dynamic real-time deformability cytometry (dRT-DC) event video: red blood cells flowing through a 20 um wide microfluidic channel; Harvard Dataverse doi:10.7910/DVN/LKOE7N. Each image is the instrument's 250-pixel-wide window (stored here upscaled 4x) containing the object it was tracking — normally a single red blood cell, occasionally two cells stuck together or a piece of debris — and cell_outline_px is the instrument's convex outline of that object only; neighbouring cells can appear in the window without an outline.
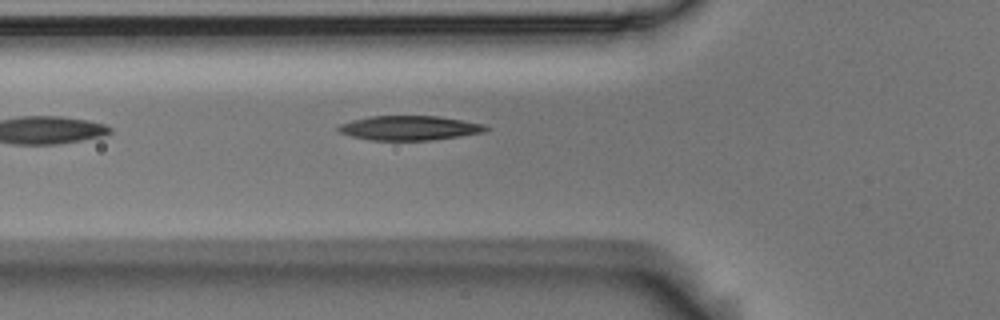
{"species": "Egyptian fruit bat (a non-hibernating species)", "species_latin": "Rousettus aegyptiacus", "temperature_condition": "room temperature", "stored_images_in_passage": 6, "camera_frame_rate_fps": 3000, "um_per_image_px": 0.085, "animal": {"sex": "male"}, "frame": {"image": 1, "passage_image": 6, "time_ms": 1.667, "image_size_px": [1000, 320], "cell_outline_px": [[488, 128], [484, 132], [460, 136], [432, 140], [372, 140], [352, 136], [340, 132], [336, 128], [340, 124], [352, 120], [368, 116], [440, 116], [484, 124]], "centroid_in_image_um": [34.8, 10.87], "position_along_channel_um": 91.0, "area_um2": 20.92}}